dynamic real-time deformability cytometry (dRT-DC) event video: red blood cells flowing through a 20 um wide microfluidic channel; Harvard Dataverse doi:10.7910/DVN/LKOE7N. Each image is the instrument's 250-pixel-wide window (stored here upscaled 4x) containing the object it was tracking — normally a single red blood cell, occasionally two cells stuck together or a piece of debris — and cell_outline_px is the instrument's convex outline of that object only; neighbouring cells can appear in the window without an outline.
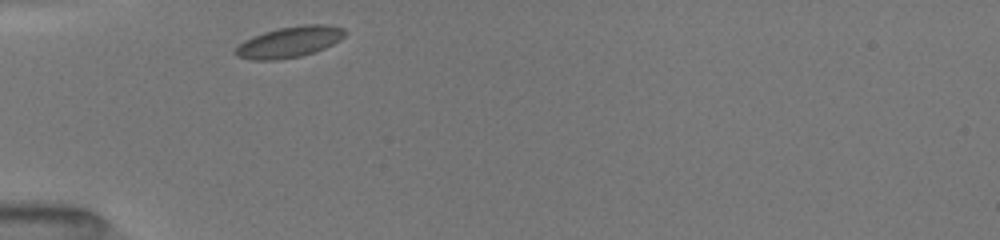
{"species": "common noctule bat (a hibernating species)", "species_latin": "Nyctalus noctula", "temperature_condition": "room temperature", "stored_images_in_passage": 29, "camera_frame_rate_fps": 3000, "um_per_image_px": 0.085, "animal": {"sex": "female", "body_mass_g": 19.5, "forearm_length_mm": 54.1}, "frame": {"image": 1, "passage_image": 1, "time_ms": 0.0, "image_size_px": [1000, 240], "cell_outline_px": [[348, 32], [340, 40], [316, 52], [300, 56], [276, 60], [252, 60], [236, 56], [232, 52], [244, 40], [252, 36], [264, 32], [280, 28], [304, 24], [328, 24], [344, 28]], "centroid_in_image_um": [24.61, 3.57], "position_along_channel_um": 60.4, "area_um2": 19.88}}
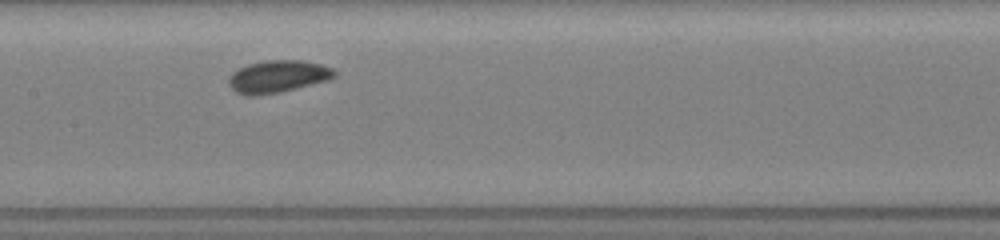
{"frame": {"image": 2, "passage_image": 11, "time_ms": 3.333, "image_size_px": [1000, 240], "cell_outline_px": [[336, 76], [328, 80], [280, 92], [256, 96], [248, 96], [236, 92], [228, 84], [228, 76], [232, 72], [248, 64], [264, 60], [300, 60], [320, 64], [332, 68], [336, 72]], "centroid_in_image_um": [23.58, 6.5], "position_along_channel_um": 183.8, "area_um2": 19.94}}
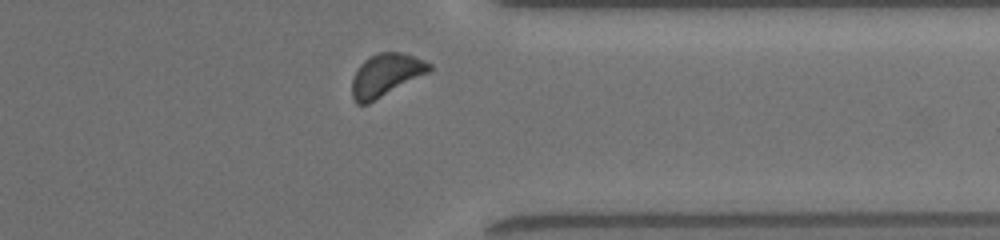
{"frame": {"image": 3, "passage_image": 26, "time_ms": 8.333, "image_size_px": [1000, 240], "cell_outline_px": [[432, 68], [428, 72], [368, 104], [356, 104], [352, 96], [352, 80], [360, 64], [364, 60], [380, 52], [400, 52], [424, 60], [432, 64]], "centroid_in_image_um": [32.78, 6.38], "position_along_channel_um": 378.6, "area_um2": 18.84}, "authors_computed_cell_mechanics": {"area_um2": 19.0162, "velocity_mm_per_s": 3.9374, "shape_relaxation_time_tau1_ms": 6.1089, "shape_relaxation_time_tau2_ms": 3.0762, "deformation_change_tau1": 0.1097, "deformation_change_tau2": 0.073}}